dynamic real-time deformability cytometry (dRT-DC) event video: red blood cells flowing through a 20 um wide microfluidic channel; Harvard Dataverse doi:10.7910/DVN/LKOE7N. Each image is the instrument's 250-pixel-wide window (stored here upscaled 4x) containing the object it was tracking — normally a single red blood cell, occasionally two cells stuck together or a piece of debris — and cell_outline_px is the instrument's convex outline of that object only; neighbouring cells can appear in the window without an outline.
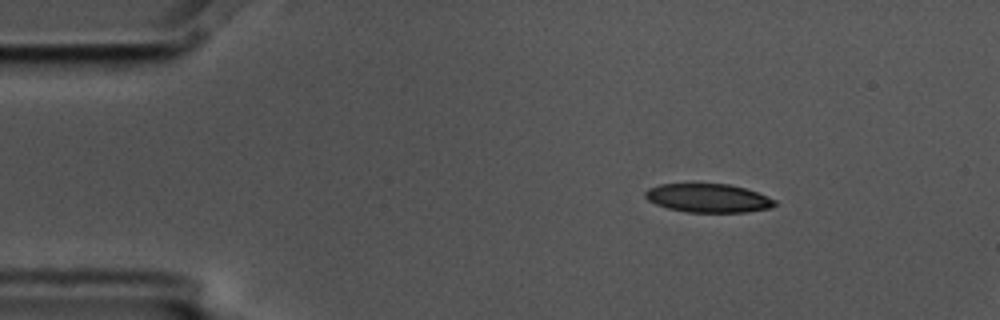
{"species": "common noctule bat (a hibernating species)", "species_latin": "Nyctalus noctula", "temperature_condition": "cold", "stored_images_in_passage": 5, "camera_frame_rate_fps": 3000, "um_per_image_px": 0.085, "animal": {"sex": "male", "body_mass_g": 17.5, "forearm_length_mm": 52.3}, "frame": {"image": 1, "passage_image": 2, "time_ms": 0.333, "image_size_px": [1000, 320], "cell_outline_px": [[776, 204], [772, 208], [744, 212], [688, 212], [668, 208], [656, 204], [648, 200], [644, 196], [644, 192], [648, 188], [660, 184], [728, 184], [744, 188], [756, 192], [776, 200]], "centroid_in_image_um": [60.18, 16.84], "position_along_channel_um": 24.8, "area_um2": 21.5}}